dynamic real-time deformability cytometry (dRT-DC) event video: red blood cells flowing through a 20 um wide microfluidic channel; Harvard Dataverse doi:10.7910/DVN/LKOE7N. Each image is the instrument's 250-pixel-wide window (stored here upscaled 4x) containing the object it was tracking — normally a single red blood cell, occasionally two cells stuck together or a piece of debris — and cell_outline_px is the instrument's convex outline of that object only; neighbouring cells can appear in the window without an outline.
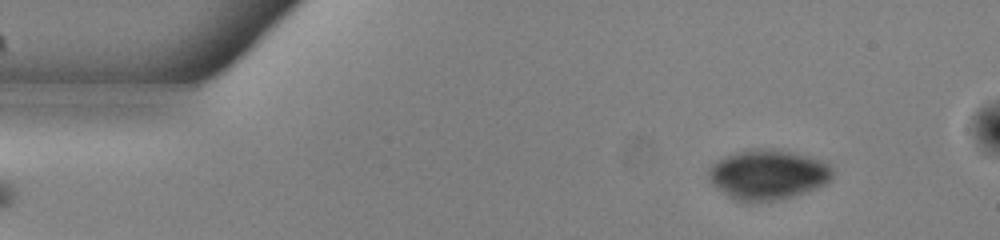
{"species": "common noctule bat (a hibernating species)", "species_latin": "Nyctalus noctula", "temperature_condition": "warm", "stored_images_in_passage": 42, "camera_frame_rate_fps": 3000, "um_per_image_px": 0.085, "animal": {"sex": "male", "body_mass_g": 13.0, "forearm_length_mm": 53.1}, "frame": {"image": 1, "passage_image": 4, "time_ms": 1.0, "image_size_px": [1000, 240], "cell_outline_px": [[832, 180], [808, 192], [776, 200], [736, 200], [728, 196], [712, 184], [708, 180], [708, 168], [716, 160], [736, 152], [748, 148], [788, 152], [824, 160], [832, 168]], "centroid_in_image_um": [65.26, 14.84], "position_along_channel_um": 19.7, "area_um2": 35.6}}
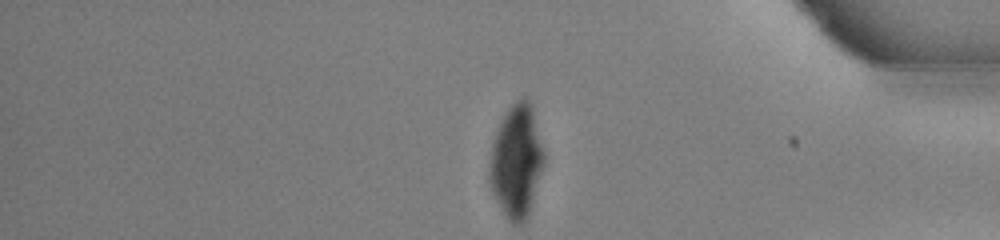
{"frame": {"image": 2, "passage_image": 42, "time_ms": 13.667, "image_size_px": [1000, 240], "cell_outline_px": [[544, 164], [528, 220], [524, 224], [512, 224], [504, 216], [492, 192], [492, 144], [496, 132], [508, 108], [516, 100], [524, 96], [528, 100], [532, 108], [544, 152]], "centroid_in_image_um": [43.95, 13.77], "position_along_channel_um": 391.3, "area_um2": 35.26}}